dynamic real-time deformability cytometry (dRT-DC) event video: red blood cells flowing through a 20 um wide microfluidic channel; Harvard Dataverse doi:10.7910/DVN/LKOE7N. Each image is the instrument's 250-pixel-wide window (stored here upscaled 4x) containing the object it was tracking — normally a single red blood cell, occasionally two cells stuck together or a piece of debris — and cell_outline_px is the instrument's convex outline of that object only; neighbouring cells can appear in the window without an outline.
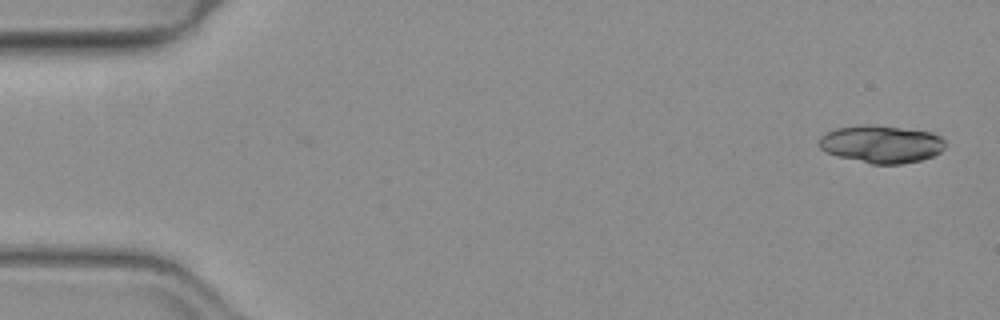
{"species": "common noctule bat (a hibernating species)", "species_latin": "Nyctalus noctula", "temperature_condition": "warm", "stored_images_in_passage": 11, "camera_frame_rate_fps": 3000, "um_per_image_px": 0.085, "animal": {"sex": "female", "body_mass_g": 19.3, "forearm_length_mm": 54.1}, "frame": {"image": 1, "passage_image": 1, "time_ms": 0.0, "image_size_px": [1000, 320], "cell_outline_px": [[944, 148], [940, 152], [932, 156], [920, 160], [900, 164], [872, 164], [840, 156], [828, 152], [820, 148], [816, 144], [820, 136], [836, 128], [864, 124], [872, 124], [932, 132], [940, 136], [944, 140]], "centroid_in_image_um": [74.9, 12.23], "position_along_channel_um": 10.1, "area_um2": 27.57}}